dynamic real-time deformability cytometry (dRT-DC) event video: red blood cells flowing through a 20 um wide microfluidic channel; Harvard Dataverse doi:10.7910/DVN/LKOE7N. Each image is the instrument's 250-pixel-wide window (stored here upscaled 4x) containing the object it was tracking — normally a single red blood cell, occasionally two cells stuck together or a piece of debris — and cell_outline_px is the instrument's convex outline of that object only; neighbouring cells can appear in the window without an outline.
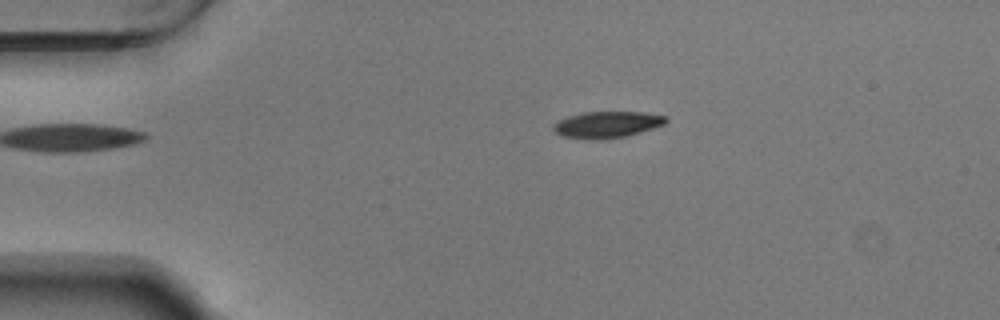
{"species": "Egyptian fruit bat (a non-hibernating species)", "species_latin": "Rousettus aegyptiacus", "temperature_condition": "warm", "stored_images_in_passage": 44, "camera_frame_rate_fps": 3000, "um_per_image_px": 0.085, "animal": {"sex": "male"}, "frame": {"image": 1, "passage_image": 1, "time_ms": 0.0, "image_size_px": [1000, 320], "cell_outline_px": [[668, 120], [664, 124], [640, 132], [624, 136], [600, 140], [596, 140], [564, 136], [556, 132], [552, 128], [552, 124], [568, 116], [584, 112], [644, 112], [664, 116]], "centroid_in_image_um": [51.58, 10.58], "position_along_channel_um": 33.4, "area_um2": 17.11}}
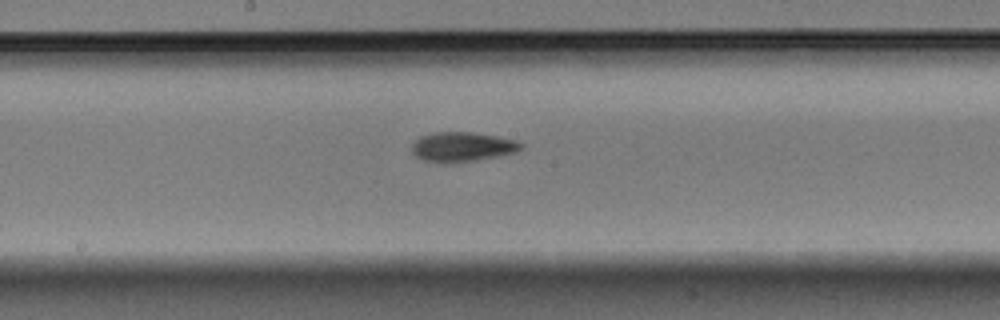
{"frame": {"image": 2, "passage_image": 19, "time_ms": 6.0, "image_size_px": [1000, 320], "cell_outline_px": [[524, 148], [516, 152], [476, 160], [448, 164], [444, 164], [424, 160], [416, 156], [412, 152], [412, 144], [420, 136], [432, 132], [472, 132], [496, 136], [516, 140], [524, 144]], "centroid_in_image_um": [39.29, 12.48], "position_along_channel_um": 208.9, "area_um2": 19.02}}
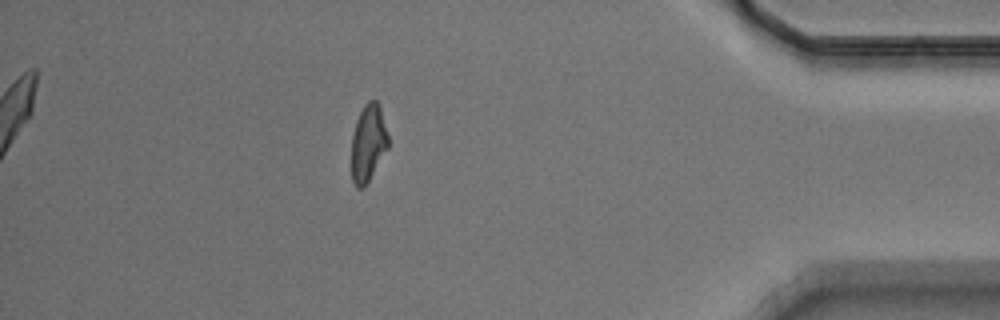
{"frame": {"image": 3, "passage_image": 38, "time_ms": 12.333, "image_size_px": [1000, 320], "cell_outline_px": [[388, 148], [364, 188], [356, 188], [352, 180], [352, 136], [356, 120], [364, 104], [368, 100], [376, 100], [380, 104], [388, 136]], "centroid_in_image_um": [31.3, 12.14], "position_along_channel_um": 403.9, "area_um2": 16.53}, "authors_computed_cell_mechanics": {"area_um2": 17.8024, "velocity_mm_per_s": 3.7131, "shape_relaxation_time_tau1_ms": 3.2067, "shape_relaxation_time_tau2_ms": 3.0036, "deformation_change_tau1": 0.1363, "deformation_change_tau2": 0.0906}}